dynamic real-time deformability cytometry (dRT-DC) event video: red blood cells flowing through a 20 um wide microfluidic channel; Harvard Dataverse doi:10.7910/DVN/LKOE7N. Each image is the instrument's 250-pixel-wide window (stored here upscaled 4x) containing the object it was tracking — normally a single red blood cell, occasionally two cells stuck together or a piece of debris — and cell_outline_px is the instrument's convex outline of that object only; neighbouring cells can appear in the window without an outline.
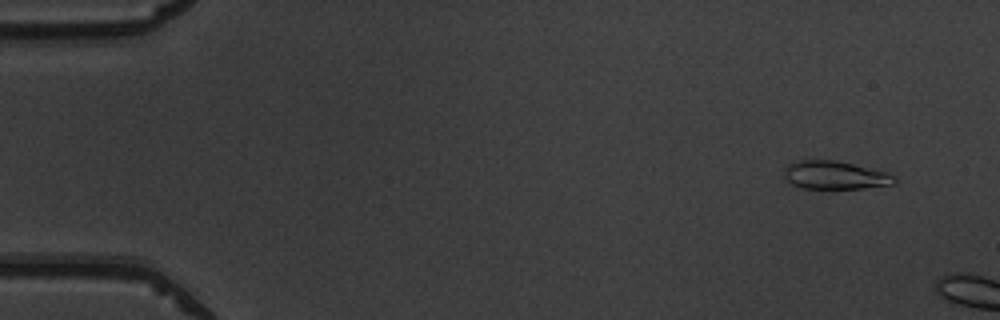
{"species": "common noctule bat (a hibernating species)", "species_latin": "Nyctalus noctula", "temperature_condition": "warm", "stored_images_in_passage": 7, "camera_frame_rate_fps": 3000, "um_per_image_px": 0.085, "animal": {"sex": "male", "body_mass_g": 19.5, "forearm_length_mm": 54.6}, "frame": {"image": 1, "passage_image": 4, "time_ms": 1.0, "image_size_px": [1000, 320], "cell_outline_px": [[896, 184], [864, 188], [800, 188], [788, 184], [784, 176], [784, 168], [788, 164], [800, 160], [836, 160], [888, 172], [896, 180]], "centroid_in_image_um": [70.94, 14.89], "position_along_channel_um": 14.1, "area_um2": 18.26}}